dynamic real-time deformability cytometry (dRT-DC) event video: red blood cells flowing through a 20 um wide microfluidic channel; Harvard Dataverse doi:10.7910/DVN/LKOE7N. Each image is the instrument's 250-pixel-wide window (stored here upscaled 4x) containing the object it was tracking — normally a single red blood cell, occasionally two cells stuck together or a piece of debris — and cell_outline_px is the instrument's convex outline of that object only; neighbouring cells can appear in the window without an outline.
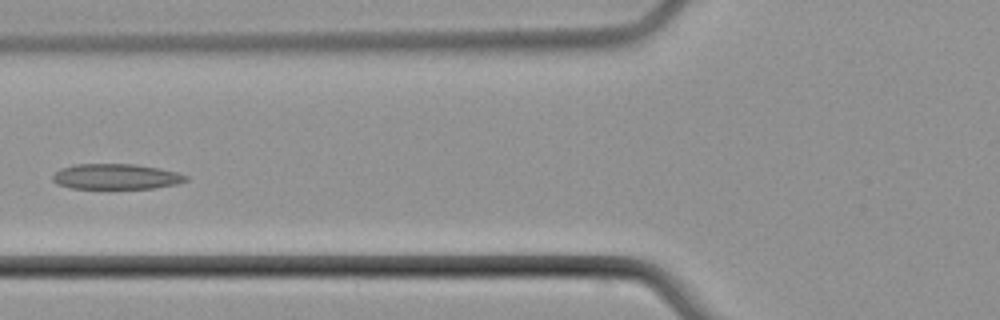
{"species": "common noctule bat (a hibernating species)", "species_latin": "Nyctalus noctula", "temperature_condition": "cold", "stored_images_in_passage": 7, "camera_frame_rate_fps": 3000, "um_per_image_px": 0.085, "animal": {"sex": "male", "body_mass_g": 21.5, "forearm_length_mm": 52.0}, "frame": {"image": 1, "passage_image": 6, "time_ms": 6.333, "image_size_px": [1000, 320], "cell_outline_px": [[188, 180], [176, 184], [156, 188], [72, 188], [56, 184], [52, 180], [52, 176], [60, 168], [76, 164], [132, 164], [160, 168], [176, 172], [188, 176]], "centroid_in_image_um": [9.86, 15.01], "position_along_channel_um": 115.9, "area_um2": 19.71}}
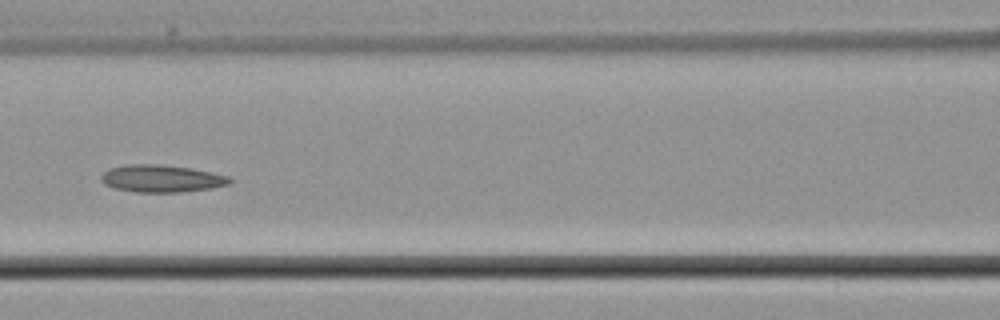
{"frame": {"image": 2, "passage_image": 7, "time_ms": 7.333, "image_size_px": [1000, 320], "cell_outline_px": [[232, 180], [228, 184], [212, 188], [180, 192], [136, 192], [116, 188], [104, 184], [100, 180], [100, 176], [104, 172], [112, 168], [128, 164], [160, 164], [192, 168], [228, 176]], "centroid_in_image_um": [13.72, 15.17], "position_along_channel_um": 152.9, "area_um2": 20.35}}